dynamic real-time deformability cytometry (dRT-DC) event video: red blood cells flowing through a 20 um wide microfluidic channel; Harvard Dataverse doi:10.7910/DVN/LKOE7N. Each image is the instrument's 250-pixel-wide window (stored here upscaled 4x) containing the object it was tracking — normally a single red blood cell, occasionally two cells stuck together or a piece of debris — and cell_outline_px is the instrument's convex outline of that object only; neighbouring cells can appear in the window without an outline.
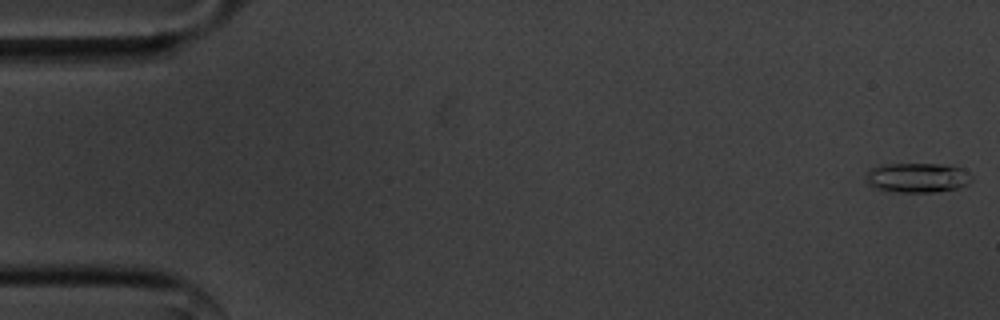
{"species": "common noctule bat (a hibernating species)", "species_latin": "Nyctalus noctula", "temperature_condition": "cold", "stored_images_in_passage": 14, "camera_frame_rate_fps": 3000, "um_per_image_px": 0.085, "animal": {"sex": "male", "body_mass_g": 20.1, "forearm_length_mm": 53.5}, "frame": {"image": 1, "passage_image": 1, "time_ms": 0.0, "image_size_px": [1000, 320], "cell_outline_px": [[972, 180], [968, 184], [956, 188], [932, 192], [900, 192], [876, 188], [868, 184], [864, 176], [868, 168], [884, 164], [940, 164], [960, 168], [972, 176]], "centroid_in_image_um": [77.92, 15.09], "position_along_channel_um": 7.1, "area_um2": 18.21}}